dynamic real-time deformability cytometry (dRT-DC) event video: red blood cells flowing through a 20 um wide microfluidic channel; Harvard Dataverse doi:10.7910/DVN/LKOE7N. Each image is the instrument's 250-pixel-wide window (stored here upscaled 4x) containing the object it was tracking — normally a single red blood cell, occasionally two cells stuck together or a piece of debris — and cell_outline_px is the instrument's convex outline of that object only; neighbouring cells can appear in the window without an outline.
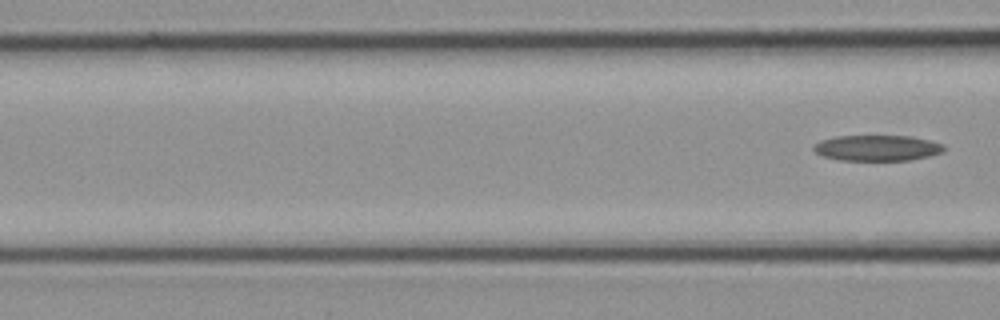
{"species": "common noctule bat (a hibernating species)", "species_latin": "Nyctalus noctula", "temperature_condition": "cold", "stored_images_in_passage": 4, "segment_of_instrument_passage": [2, 2], "camera_frame_rate_fps": 3000, "um_per_image_px": 0.085, "animal": {"sex": "female", "body_mass_g": 21.9}, "frame": {"image": 1, "passage_image": 4, "time_ms": 1.0, "image_size_px": [1000, 320], "cell_outline_px": [[944, 152], [928, 156], [908, 160], [840, 160], [824, 156], [816, 152], [812, 148], [820, 140], [836, 136], [908, 136], [928, 140], [944, 144]], "centroid_in_image_um": [74.56, 12.57], "position_along_channel_um": 92.0, "area_um2": 19.36}}